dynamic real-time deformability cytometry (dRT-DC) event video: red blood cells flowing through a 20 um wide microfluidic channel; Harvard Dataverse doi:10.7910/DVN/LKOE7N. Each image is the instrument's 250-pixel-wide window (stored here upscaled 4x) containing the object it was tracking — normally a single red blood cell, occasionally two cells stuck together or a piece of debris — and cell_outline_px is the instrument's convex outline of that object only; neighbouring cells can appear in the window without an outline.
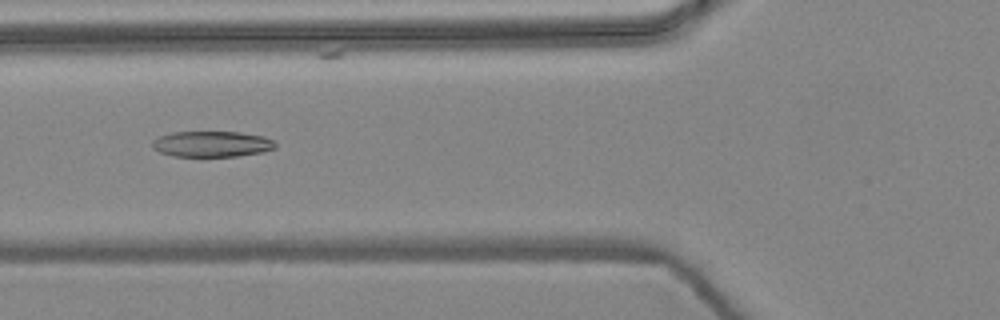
{"species": "common noctule bat (a hibernating species)", "species_latin": "Nyctalus noctula", "temperature_condition": "warm", "stored_images_in_passage": 14, "camera_frame_rate_fps": 3000, "um_per_image_px": 0.085, "animal": {"sex": "female", "body_mass_g": 24.6, "forearm_length_mm": 56.2}, "frame": {"image": 1, "passage_image": 5, "time_ms": 1.333, "image_size_px": [1000, 320], "cell_outline_px": [[276, 148], [264, 152], [236, 156], [172, 156], [160, 152], [152, 148], [152, 140], [160, 136], [172, 132], [240, 132], [264, 136], [276, 140]], "centroid_in_image_um": [18.04, 12.24], "position_along_channel_um": 107.8, "area_um2": 18.67}}
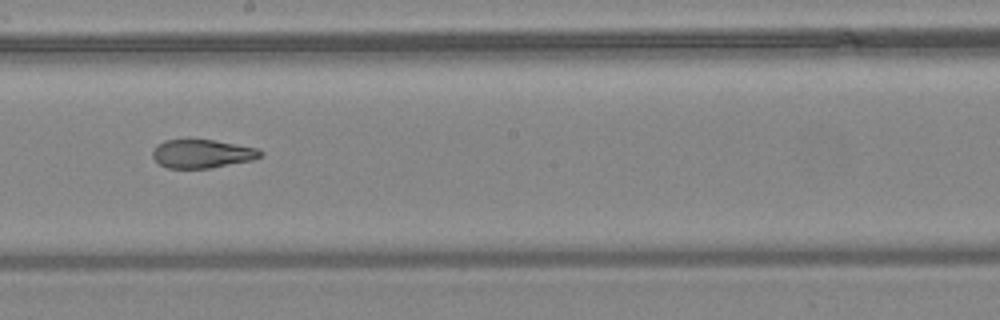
{"frame": {"image": 2, "passage_image": 8, "time_ms": 2.333, "image_size_px": [1000, 320], "cell_outline_px": [[264, 156], [252, 160], [208, 168], [168, 168], [160, 164], [152, 156], [152, 152], [156, 144], [164, 140], [212, 140], [256, 148], [264, 152]], "centroid_in_image_um": [17.17, 13.07], "position_along_channel_um": 231.0, "area_um2": 17.74}}
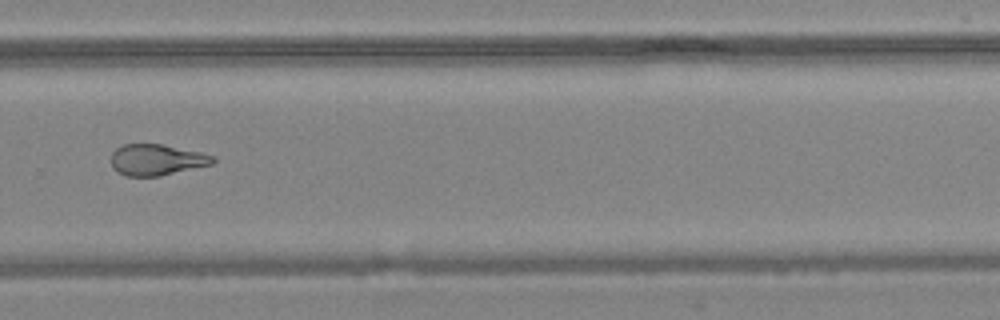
{"frame": {"image": 3, "passage_image": 10, "time_ms": 3.0, "image_size_px": [1000, 320], "cell_outline_px": [[216, 160], [212, 164], [160, 176], [124, 176], [116, 172], [112, 168], [112, 152], [116, 148], [124, 144], [160, 144], [200, 152], [216, 156]], "centroid_in_image_um": [13.3, 13.59], "position_along_channel_um": 316.5, "area_um2": 18.5}}